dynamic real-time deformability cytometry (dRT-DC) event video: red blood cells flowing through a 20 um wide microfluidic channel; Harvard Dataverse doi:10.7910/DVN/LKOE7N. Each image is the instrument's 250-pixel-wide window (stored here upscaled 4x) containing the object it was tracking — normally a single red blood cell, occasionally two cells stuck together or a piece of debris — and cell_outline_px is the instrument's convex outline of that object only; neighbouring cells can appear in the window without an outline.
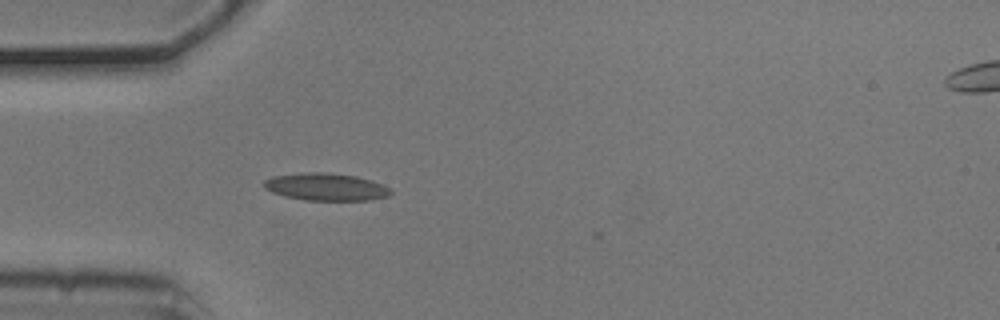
{"species": "common noctule bat (a hibernating species)", "species_latin": "Nyctalus noctula", "temperature_condition": "cold", "stored_images_in_passage": 35, "camera_frame_rate_fps": 3000, "um_per_image_px": 0.085, "animal": {"sex": "male", "body_mass_g": 20.5, "forearm_length_mm": 52.5}, "frame": {"image": 1, "passage_image": 2, "time_ms": 0.333, "image_size_px": [1000, 320], "cell_outline_px": [[392, 192], [388, 196], [368, 200], [304, 200], [284, 196], [272, 192], [264, 188], [264, 180], [272, 176], [304, 172], [328, 172], [356, 176], [372, 180], [384, 184]], "centroid_in_image_um": [27.69, 15.87], "position_along_channel_um": 57.3, "area_um2": 20.35}}
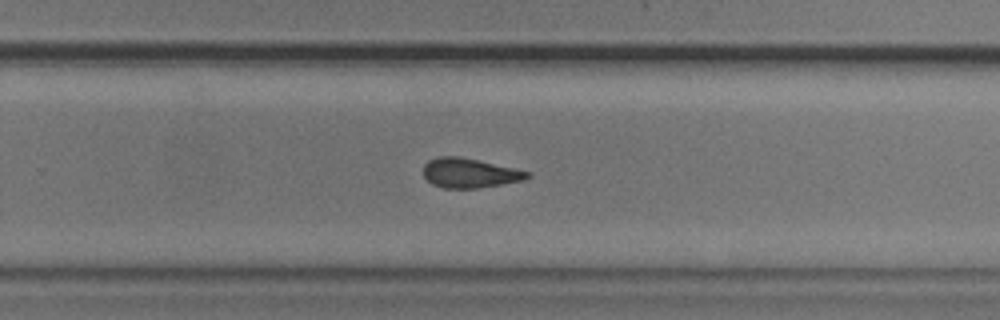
{"frame": {"image": 2, "passage_image": 21, "time_ms": 6.667, "image_size_px": [1000, 320], "cell_outline_px": [[532, 176], [524, 180], [476, 188], [444, 188], [432, 184], [424, 176], [424, 164], [428, 160], [436, 156], [456, 156], [476, 160], [532, 172]], "centroid_in_image_um": [39.91, 14.7], "position_along_channel_um": 289.9, "area_um2": 17.74}}
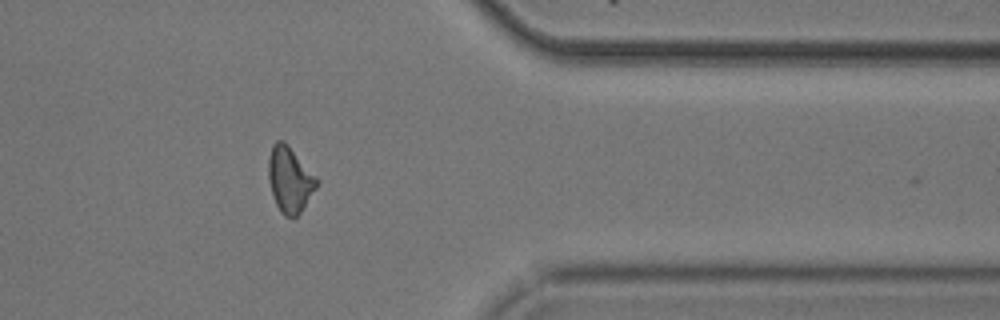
{"frame": {"image": 3, "passage_image": 30, "time_ms": 9.667, "image_size_px": [1000, 320], "cell_outline_px": [[320, 180], [316, 188], [300, 212], [296, 216], [284, 216], [280, 212], [276, 204], [272, 192], [268, 176], [268, 156], [272, 144], [276, 140], [284, 140], [288, 144]], "centroid_in_image_um": [24.63, 15.22], "position_along_channel_um": 386.8, "area_um2": 18.5}, "authors_computed_cell_mechanics": {"area_um2": 18.207, "velocity_mm_per_s": 3.7244, "shape_relaxation_time_tau1_ms": null, "shape_relaxation_time_tau2_ms": 3.769, "deformation_change_tau1": null, "deformation_change_tau2": 0.1184}}